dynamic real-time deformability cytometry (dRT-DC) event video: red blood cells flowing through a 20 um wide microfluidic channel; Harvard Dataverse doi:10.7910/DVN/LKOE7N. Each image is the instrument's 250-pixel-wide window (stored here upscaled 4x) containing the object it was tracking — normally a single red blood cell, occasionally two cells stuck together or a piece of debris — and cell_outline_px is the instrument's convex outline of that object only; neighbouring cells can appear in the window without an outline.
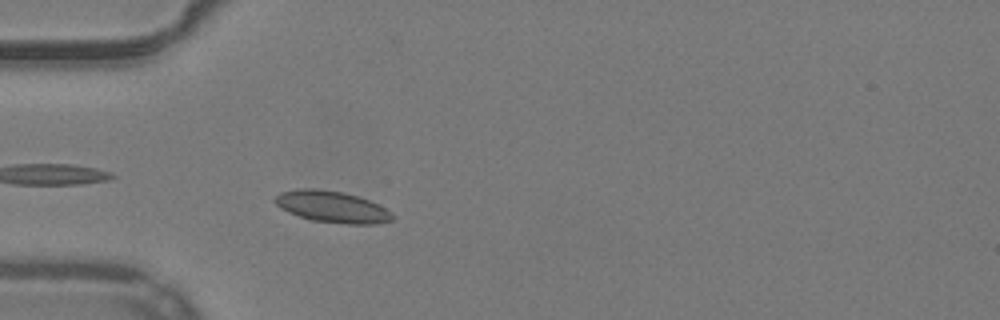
{"species": "common noctule bat (a hibernating species)", "species_latin": "Nyctalus noctula", "temperature_condition": "warm", "stored_images_in_passage": 47, "camera_frame_rate_fps": 3000, "um_per_image_px": 0.085, "animal": {"sex": "male", "body_mass_g": 19.2, "forearm_length_mm": 51.8}, "frame": {"image": 1, "passage_image": 10, "time_ms": 3.0, "image_size_px": [1000, 320], "cell_outline_px": [[392, 220], [376, 224], [348, 224], [308, 220], [288, 212], [280, 208], [272, 200], [280, 192], [296, 188], [316, 188], [344, 192], [368, 200], [392, 212]], "centroid_in_image_um": [28.16, 17.57], "position_along_channel_um": 56.8, "area_um2": 21.68}}
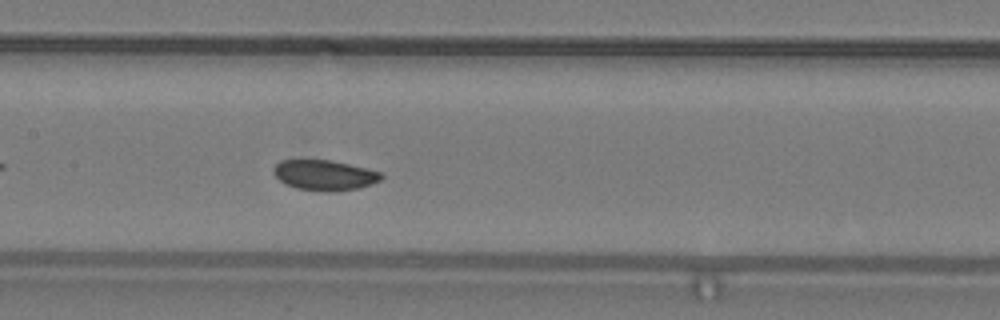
{"frame": {"image": 2, "passage_image": 20, "time_ms": 6.333, "image_size_px": [1000, 320], "cell_outline_px": [[384, 176], [380, 180], [360, 188], [332, 192], [324, 192], [296, 188], [284, 184], [272, 172], [272, 168], [280, 160], [332, 160], [380, 172]], "centroid_in_image_um": [27.55, 14.9], "position_along_channel_um": 179.9, "area_um2": 19.07}}
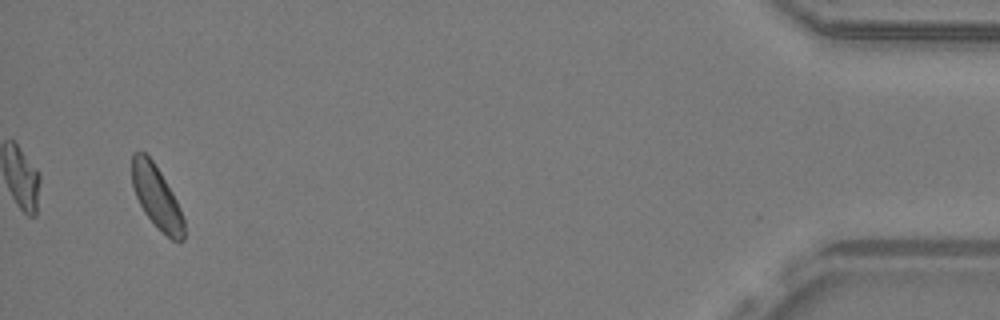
{"frame": {"image": 3, "passage_image": 45, "time_ms": 14.667, "image_size_px": [1000, 320], "cell_outline_px": [[184, 240], [172, 240], [144, 212], [136, 196], [132, 184], [132, 152], [144, 152], [152, 160], [160, 172], [172, 192], [180, 208], [184, 220]], "centroid_in_image_um": [13.31, 16.72], "position_along_channel_um": 421.9, "area_um2": 18.5}, "authors_computed_cell_mechanics": {"area_um2": 19.4208, "velocity_mm_per_s": 3.8686, "shape_relaxation_time_tau1_ms": 2.8179, "shape_relaxation_time_tau2_ms": null, "deformation_change_tau1": 0.0686, "deformation_change_tau2": null}}